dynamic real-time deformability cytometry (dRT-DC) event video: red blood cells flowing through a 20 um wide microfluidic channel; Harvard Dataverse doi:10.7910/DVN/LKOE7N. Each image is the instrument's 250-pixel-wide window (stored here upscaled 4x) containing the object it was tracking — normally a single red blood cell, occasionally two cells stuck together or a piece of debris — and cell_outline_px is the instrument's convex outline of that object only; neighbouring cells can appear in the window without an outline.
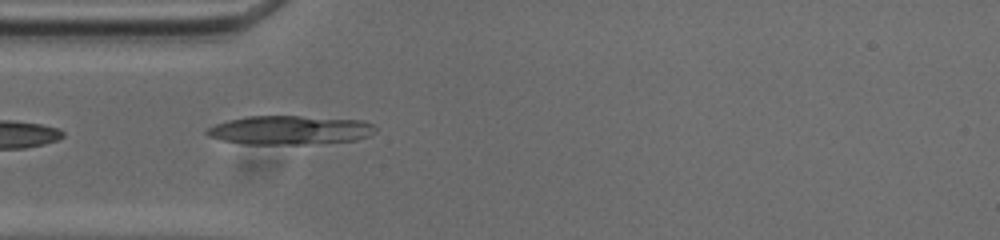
{"species": "common noctule bat (a hibernating species)", "species_latin": "Nyctalus noctula", "temperature_condition": "cold", "stored_images_in_passage": 8, "camera_frame_rate_fps": 3000, "um_per_image_px": 0.085, "animal": {"sex": "male", "body_mass_g": 20.0, "forearm_length_mm": 53.3}, "frame": {"image": 1, "passage_image": 1, "time_ms": 0.0, "image_size_px": [1000, 240], "cell_outline_px": [[376, 132], [368, 136], [356, 140], [304, 144], [244, 144], [224, 140], [208, 136], [204, 132], [208, 128], [216, 124], [228, 120], [248, 116], [300, 116], [364, 120], [372, 124], [376, 128]], "centroid_in_image_um": [24.66, 11.05], "position_along_channel_um": 60.3, "area_um2": 28.32}}